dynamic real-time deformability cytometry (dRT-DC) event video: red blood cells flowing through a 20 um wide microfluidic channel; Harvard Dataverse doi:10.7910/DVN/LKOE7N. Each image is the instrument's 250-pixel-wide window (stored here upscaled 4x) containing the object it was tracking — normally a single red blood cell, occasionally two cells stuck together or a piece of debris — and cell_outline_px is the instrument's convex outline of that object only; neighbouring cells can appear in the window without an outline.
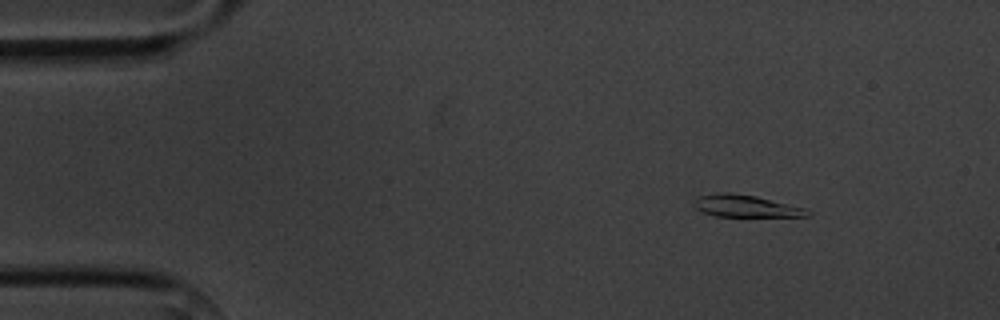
{"species": "common noctule bat (a hibernating species)", "species_latin": "Nyctalus noctula", "temperature_condition": "cold", "stored_images_in_passage": 3, "camera_frame_rate_fps": 3000, "um_per_image_px": 0.085, "animal": {"sex": "male", "body_mass_g": 20.1, "forearm_length_mm": 53.5}, "frame": {"image": 1, "passage_image": 1, "time_ms": 0.0, "image_size_px": [1000, 320], "cell_outline_px": [[812, 212], [808, 216], [716, 216], [704, 212], [696, 208], [692, 204], [692, 200], [696, 196], [720, 192], [732, 192], [756, 196], [804, 208]], "centroid_in_image_um": [63.31, 17.5], "position_along_channel_um": 21.7, "area_um2": 14.57}}